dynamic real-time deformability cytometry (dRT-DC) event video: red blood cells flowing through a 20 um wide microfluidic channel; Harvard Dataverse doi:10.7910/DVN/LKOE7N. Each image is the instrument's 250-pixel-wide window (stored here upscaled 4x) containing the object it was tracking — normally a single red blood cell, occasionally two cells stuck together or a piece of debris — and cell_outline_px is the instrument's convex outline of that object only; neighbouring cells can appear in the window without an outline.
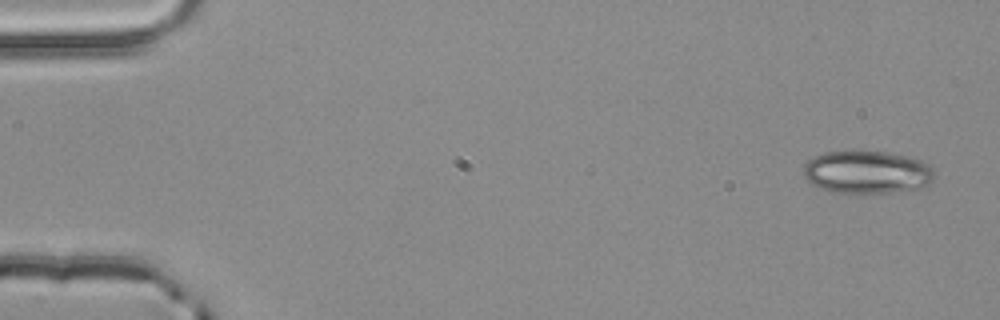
{"species": "common noctule bat (a hibernating species)", "species_latin": "Nyctalus noctula", "temperature_condition": "room temperature", "stored_images_in_passage": 4, "camera_frame_rate_fps": 3000, "um_per_image_px": 0.085, "animal": {"sex": "male", "body_mass_g": 20.4}, "frame": {"image": 1, "passage_image": 1, "time_ms": 0.0, "image_size_px": [1000, 320], "cell_outline_px": [[932, 180], [928, 184], [920, 188], [892, 192], [860, 196], [828, 192], [812, 184], [804, 176], [804, 164], [808, 160], [824, 152], [888, 152], [912, 156], [924, 160], [932, 168]], "centroid_in_image_um": [73.69, 14.67], "position_along_channel_um": 11.3, "area_um2": 33.41}}